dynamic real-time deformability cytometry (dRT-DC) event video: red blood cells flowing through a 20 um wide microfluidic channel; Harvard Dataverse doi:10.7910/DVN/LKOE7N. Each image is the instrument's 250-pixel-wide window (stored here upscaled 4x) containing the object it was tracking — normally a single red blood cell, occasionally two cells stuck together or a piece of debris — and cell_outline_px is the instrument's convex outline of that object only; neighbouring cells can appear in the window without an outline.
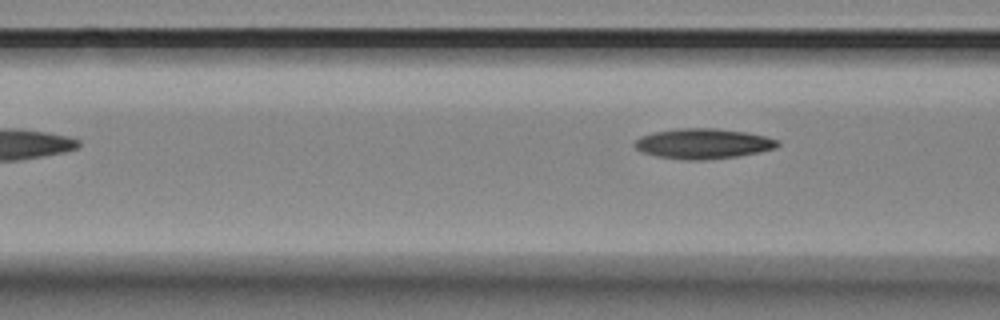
{"species": "Egyptian fruit bat (a non-hibernating species)", "species_latin": "Rousettus aegyptiacus", "temperature_condition": "room temperature", "stored_images_in_passage": 4, "camera_frame_rate_fps": 3000, "um_per_image_px": 0.085, "animal": {"sex": "female"}, "frame": {"image": 1, "passage_image": 4, "time_ms": 1.0, "image_size_px": [1000, 320], "cell_outline_px": [[780, 144], [776, 148], [760, 152], [736, 156], [704, 160], [688, 160], [656, 156], [644, 152], [636, 148], [632, 144], [640, 136], [652, 132], [676, 128], [716, 128], [744, 132], [764, 136], [780, 140]], "centroid_in_image_um": [59.76, 12.2], "position_along_channel_um": 106.8, "area_um2": 25.2}}